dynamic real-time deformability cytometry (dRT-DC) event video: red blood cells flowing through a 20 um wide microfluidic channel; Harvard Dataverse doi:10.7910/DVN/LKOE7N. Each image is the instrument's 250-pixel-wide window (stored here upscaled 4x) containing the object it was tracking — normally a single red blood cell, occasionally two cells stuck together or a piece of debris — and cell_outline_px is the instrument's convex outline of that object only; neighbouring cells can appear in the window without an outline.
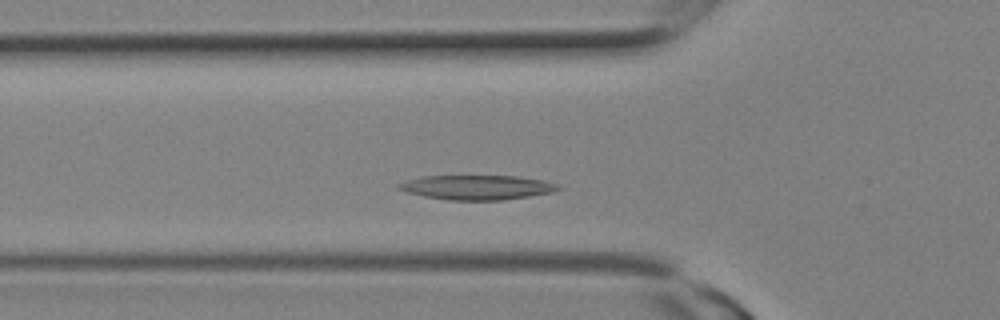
{"species": "Egyptian fruit bat (a non-hibernating species)", "species_latin": "Rousettus aegyptiacus", "temperature_condition": "room temperature", "stored_images_in_passage": 5, "camera_frame_rate_fps": 3000, "um_per_image_px": 0.085, "animal": {"sex": "female"}, "frame": {"image": 1, "passage_image": 3, "time_ms": 0.667, "image_size_px": [1000, 320], "cell_outline_px": [[564, 188], [552, 192], [528, 196], [500, 200], [448, 200], [424, 196], [408, 192], [396, 188], [396, 184], [408, 180], [424, 176], [516, 176], [540, 180], [556, 184]], "centroid_in_image_um": [40.52, 15.93], "position_along_channel_um": 85.3, "area_um2": 22.54}}
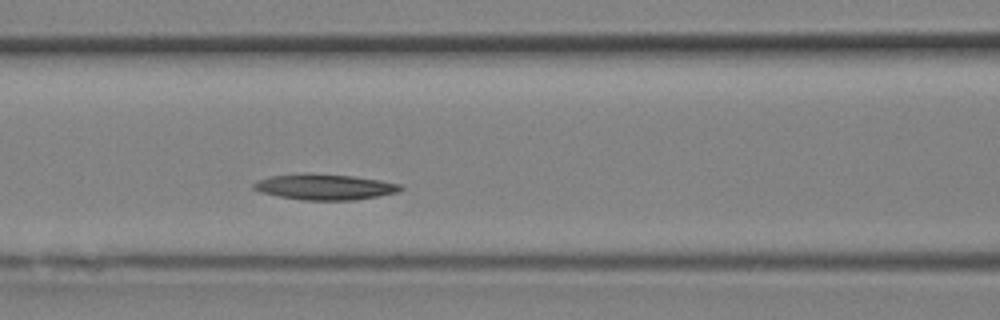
{"frame": {"image": 2, "passage_image": 5, "time_ms": 1.333, "image_size_px": [1000, 320], "cell_outline_px": [[404, 188], [400, 192], [352, 200], [304, 200], [280, 196], [260, 192], [252, 188], [252, 184], [256, 180], [268, 176], [304, 172], [308, 172], [352, 176], [380, 180], [400, 184]], "centroid_in_image_um": [27.55, 15.87], "position_along_channel_um": 139.0, "area_um2": 22.25}}